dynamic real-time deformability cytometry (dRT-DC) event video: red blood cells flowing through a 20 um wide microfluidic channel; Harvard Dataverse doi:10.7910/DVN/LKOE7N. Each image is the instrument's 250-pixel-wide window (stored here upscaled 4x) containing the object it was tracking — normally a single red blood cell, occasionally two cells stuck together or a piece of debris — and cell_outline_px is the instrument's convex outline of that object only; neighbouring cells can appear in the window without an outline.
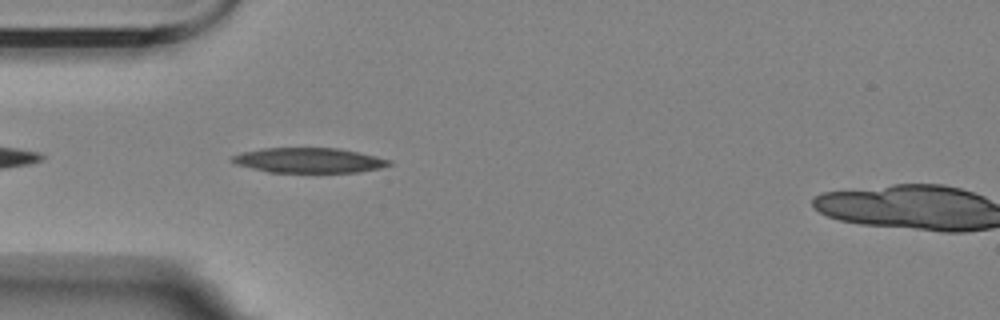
{"species": "Egyptian fruit bat (a non-hibernating species)", "species_latin": "Rousettus aegyptiacus", "temperature_condition": "room temperature", "stored_images_in_passage": 13, "camera_frame_rate_fps": 3000, "um_per_image_px": 0.085, "animal": {"sex": "female"}, "frame": {"image": 1, "passage_image": 3, "time_ms": 0.667, "image_size_px": [1000, 320], "cell_outline_px": [[392, 164], [380, 168], [356, 172], [268, 172], [236, 164], [228, 160], [232, 156], [244, 152], [264, 148], [336, 148], [376, 156], [392, 160]], "centroid_in_image_um": [26.25, 13.63], "position_along_channel_um": 58.7, "area_um2": 22.66}}
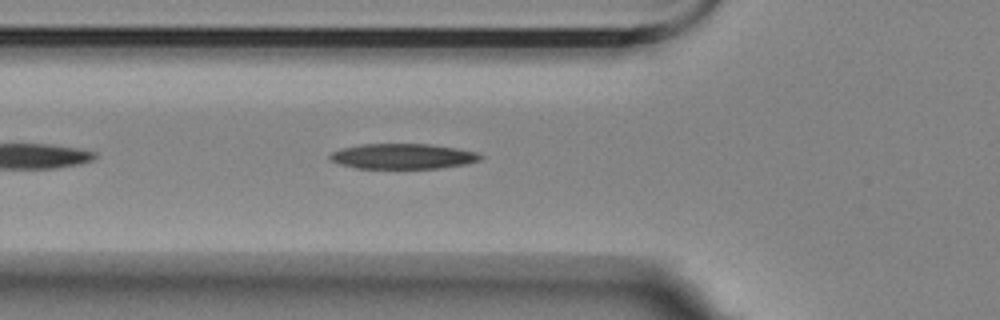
{"frame": {"image": 2, "passage_image": 6, "time_ms": 1.667, "image_size_px": [1000, 320], "cell_outline_px": [[484, 156], [480, 160], [464, 164], [440, 168], [356, 168], [340, 164], [328, 160], [328, 156], [332, 152], [344, 148], [360, 144], [428, 144], [456, 148], [476, 152]], "centroid_in_image_um": [34.22, 13.28], "position_along_channel_um": 91.6, "area_um2": 22.08}}
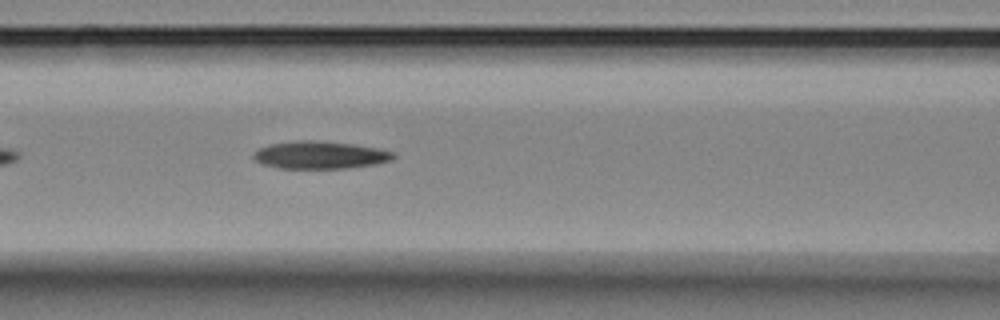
{"frame": {"image": 3, "passage_image": 10, "time_ms": 3.0, "image_size_px": [1000, 320], "cell_outline_px": [[396, 156], [392, 160], [372, 164], [348, 168], [276, 168], [260, 164], [252, 156], [252, 152], [268, 144], [296, 140], [312, 140], [352, 144], [376, 148], [396, 152]], "centroid_in_image_um": [27.15, 13.17], "position_along_channel_um": 139.4, "area_um2": 22.54}}